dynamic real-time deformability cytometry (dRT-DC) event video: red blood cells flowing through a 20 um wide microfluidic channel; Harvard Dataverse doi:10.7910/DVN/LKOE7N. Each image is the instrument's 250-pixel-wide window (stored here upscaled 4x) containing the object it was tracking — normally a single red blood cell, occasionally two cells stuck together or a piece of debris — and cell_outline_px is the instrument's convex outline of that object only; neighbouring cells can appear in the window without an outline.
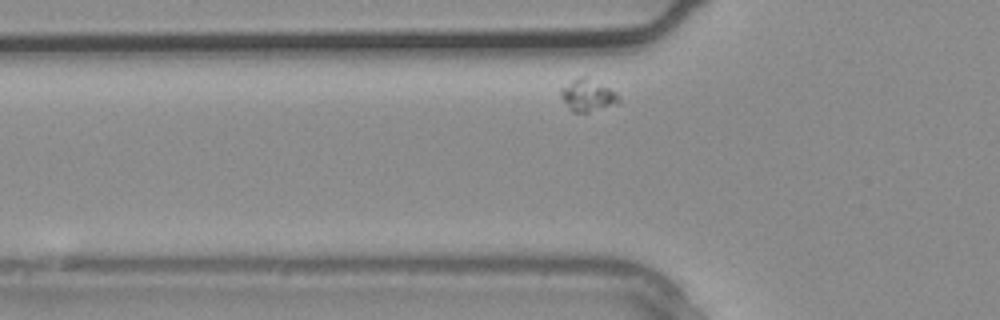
{"species": "common noctule bat (a hibernating species)", "species_latin": "Nyctalus noctula", "temperature_condition": "warm", "stored_images_in_passage": 4, "segment_of_instrument_passage": [2, 2], "camera_frame_rate_fps": 3000, "um_per_image_px": 0.085, "animal": {"sex": "male", "body_mass_g": 20.4}, "frame": {"image": 1, "passage_image": 4, "time_ms": 1.0, "image_size_px": [1000, 320], "cell_outline_px": [[620, 104], [588, 112], [572, 112], [568, 108], [560, 96], [560, 88], [572, 80], [580, 76], [588, 76], [616, 92], [620, 100]], "centroid_in_image_um": [49.96, 8.1], "position_along_channel_um": 75.8, "area_um2": 11.04}}